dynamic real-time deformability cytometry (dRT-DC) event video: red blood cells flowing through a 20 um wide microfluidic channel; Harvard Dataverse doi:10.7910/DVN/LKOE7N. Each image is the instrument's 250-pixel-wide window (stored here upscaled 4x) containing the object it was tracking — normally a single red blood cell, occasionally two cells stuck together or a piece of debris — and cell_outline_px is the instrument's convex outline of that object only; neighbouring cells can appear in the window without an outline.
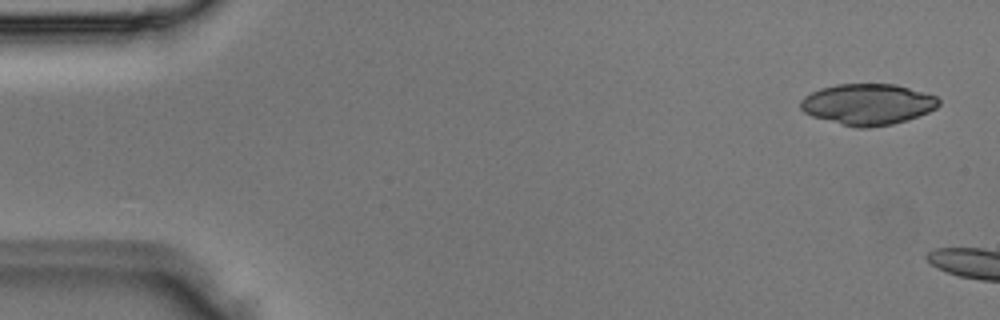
{"species": "Egyptian fruit bat (a non-hibernating species)", "species_latin": "Rousettus aegyptiacus", "temperature_condition": "room temperature", "stored_images_in_passage": 2, "camera_frame_rate_fps": 3000, "um_per_image_px": 0.085, "animal": {"sex": "male"}, "frame": {"image": 1, "passage_image": 1, "time_ms": 0.0, "image_size_px": [1000, 320], "cell_outline_px": [[940, 104], [936, 108], [928, 112], [908, 120], [892, 124], [868, 128], [856, 128], [812, 116], [804, 112], [800, 108], [800, 100], [804, 96], [820, 88], [836, 84], [896, 84], [936, 96], [940, 100]], "centroid_in_image_um": [73.75, 8.86], "position_along_channel_um": 11.2, "area_um2": 33.12}}